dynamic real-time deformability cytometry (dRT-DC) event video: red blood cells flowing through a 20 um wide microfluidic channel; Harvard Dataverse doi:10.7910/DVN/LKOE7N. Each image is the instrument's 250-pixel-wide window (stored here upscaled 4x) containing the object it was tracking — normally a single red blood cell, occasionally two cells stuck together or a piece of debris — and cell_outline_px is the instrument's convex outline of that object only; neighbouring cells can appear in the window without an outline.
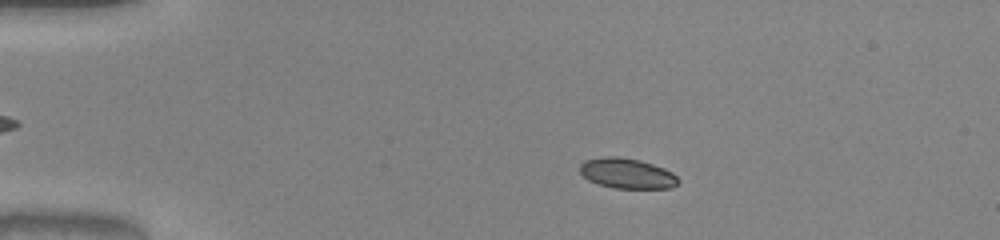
{"species": "common noctule bat (a hibernating species)", "species_latin": "Nyctalus noctula", "temperature_condition": "warm", "stored_images_in_passage": 51, "camera_frame_rate_fps": 3000, "um_per_image_px": 0.085, "animal": {"sex": "male", "body_mass_g": 20.0, "forearm_length_mm": 53.3}, "frame": {"image": 1, "passage_image": 10, "time_ms": 3.0, "image_size_px": [1000, 240], "cell_outline_px": [[680, 180], [672, 188], [616, 188], [600, 184], [588, 180], [580, 172], [580, 164], [584, 160], [604, 156], [620, 156], [640, 160], [664, 168], [672, 172]], "centroid_in_image_um": [53.29, 14.72], "position_along_channel_um": 31.7, "area_um2": 17.34}}
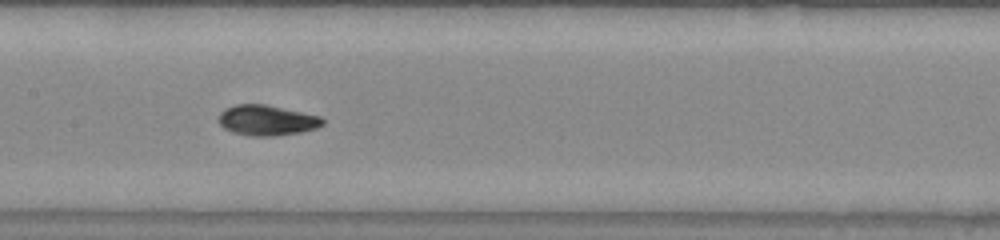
{"frame": {"image": 2, "passage_image": 26, "time_ms": 8.333, "image_size_px": [1000, 240], "cell_outline_px": [[324, 124], [316, 128], [300, 132], [272, 136], [252, 136], [232, 132], [224, 128], [220, 124], [220, 112], [224, 108], [236, 104], [264, 104], [320, 116], [324, 120]], "centroid_in_image_um": [22.67, 10.22], "position_along_channel_um": 184.7, "area_um2": 18.26}}
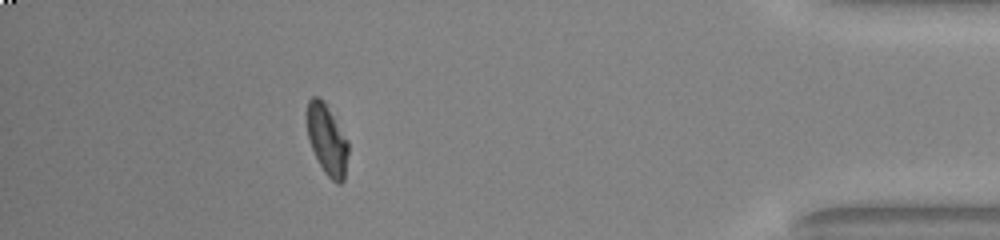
{"frame": {"image": 3, "passage_image": 46, "time_ms": 15.0, "image_size_px": [1000, 240], "cell_outline_px": [[348, 152], [344, 180], [340, 184], [336, 184], [324, 172], [312, 148], [308, 136], [308, 100], [312, 96], [316, 96], [324, 100], [348, 140]], "centroid_in_image_um": [27.82, 11.88], "position_along_channel_um": 407.4, "area_um2": 16.7}, "authors_computed_cell_mechanics": {"area_um2": 17.5712, "velocity_mm_per_s": 4.0406, "shape_relaxation_time_tau1_ms": 2.6905, "shape_relaxation_time_tau2_ms": 1.0842, "deformation_change_tau1": 0.1608, "deformation_change_tau2": 0.0376}}